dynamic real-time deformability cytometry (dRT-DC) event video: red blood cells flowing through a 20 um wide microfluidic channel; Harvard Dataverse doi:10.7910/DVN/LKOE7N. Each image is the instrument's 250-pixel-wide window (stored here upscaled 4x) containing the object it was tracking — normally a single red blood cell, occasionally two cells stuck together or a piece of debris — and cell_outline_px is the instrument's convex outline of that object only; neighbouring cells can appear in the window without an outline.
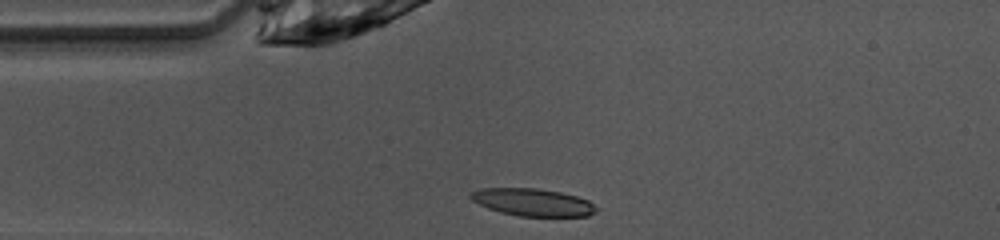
{"species": "common noctule bat (a hibernating species)", "species_latin": "Nyctalus noctula", "temperature_condition": "warm", "stored_images_in_passage": 38, "camera_frame_rate_fps": 3000, "um_per_image_px": 0.085, "animal": {"sex": "female", "body_mass_g": 10.0, "forearm_length_mm": 53.1}, "frame": {"image": 1, "passage_image": 1, "time_ms": 0.0, "image_size_px": [1000, 240], "cell_outline_px": [[600, 208], [596, 212], [588, 216], [520, 216], [500, 212], [488, 208], [472, 200], [468, 196], [468, 192], [480, 188], [536, 188], [560, 192], [576, 196], [588, 200]], "centroid_in_image_um": [45.28, 17.19], "position_along_channel_um": 39.7, "area_um2": 20.23}}
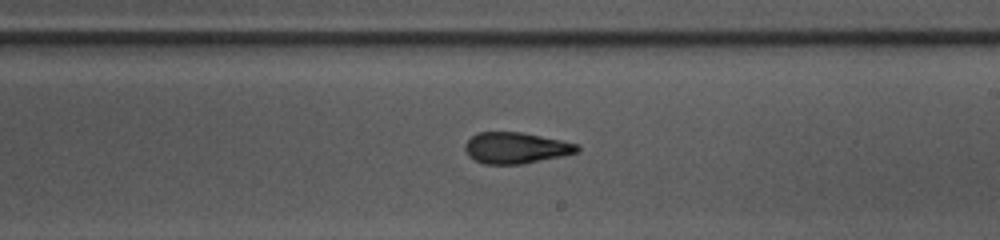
{"frame": {"image": 2, "passage_image": 17, "time_ms": 5.333, "image_size_px": [1000, 240], "cell_outline_px": [[580, 152], [564, 156], [524, 164], [484, 164], [468, 156], [464, 148], [464, 144], [476, 132], [520, 132], [580, 144]], "centroid_in_image_um": [43.87, 12.58], "position_along_channel_um": 245.1, "area_um2": 20.58}}
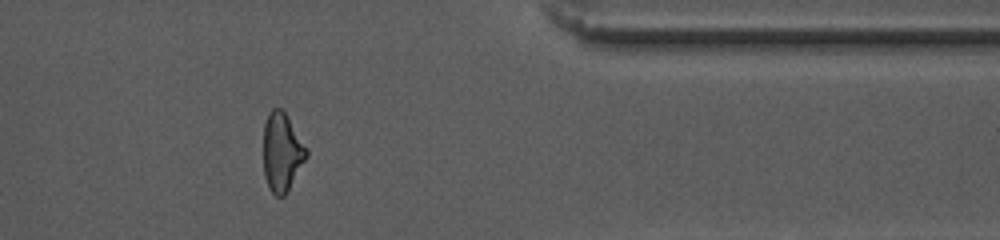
{"frame": {"image": 3, "passage_image": 29, "time_ms": 9.333, "image_size_px": [1000, 240], "cell_outline_px": [[308, 156], [284, 196], [276, 196], [268, 188], [264, 176], [264, 124], [268, 112], [272, 108], [280, 108], [284, 112], [308, 148]], "centroid_in_image_um": [23.96, 12.93], "position_along_channel_um": 387.4, "area_um2": 19.65}, "authors_computed_cell_mechanics": {"area_um2": 20.519, "velocity_mm_per_s": 4.1094, "shape_relaxation_time_tau1_ms": 8.2641, "shape_relaxation_time_tau2_ms": 2.0647, "deformation_change_tau1": 0.2162, "deformation_change_tau2": 0.1132}}